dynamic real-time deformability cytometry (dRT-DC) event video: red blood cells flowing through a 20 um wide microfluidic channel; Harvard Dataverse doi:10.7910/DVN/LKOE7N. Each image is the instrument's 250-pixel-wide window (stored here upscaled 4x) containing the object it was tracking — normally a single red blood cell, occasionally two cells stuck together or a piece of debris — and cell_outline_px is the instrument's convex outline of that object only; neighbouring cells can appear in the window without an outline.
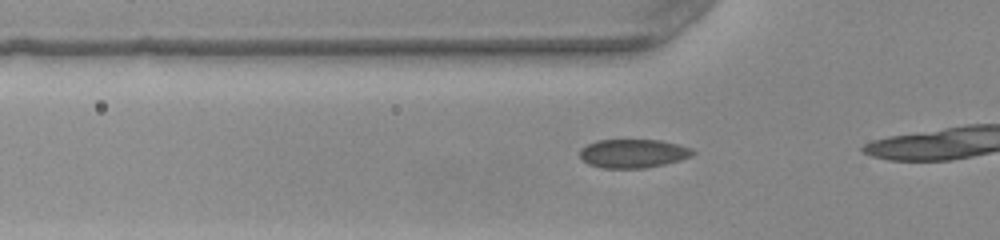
{"species": "common noctule bat (a hibernating species)", "species_latin": "Nyctalus noctula", "temperature_condition": "warm", "stored_images_in_passage": 9, "camera_frame_rate_fps": 3000, "um_per_image_px": 0.085, "animal": {"sex": "female", "body_mass_g": 22.0, "forearm_length_mm": 56.7}, "frame": {"image": 1, "passage_image": 4, "time_ms": 1.0, "image_size_px": [1000, 240], "cell_outline_px": [[696, 152], [680, 160], [664, 164], [644, 168], [604, 168], [588, 164], [580, 156], [580, 148], [596, 140], [660, 140], [692, 148]], "centroid_in_image_um": [53.79, 13.04], "position_along_channel_um": 72.0, "area_um2": 18.73}}
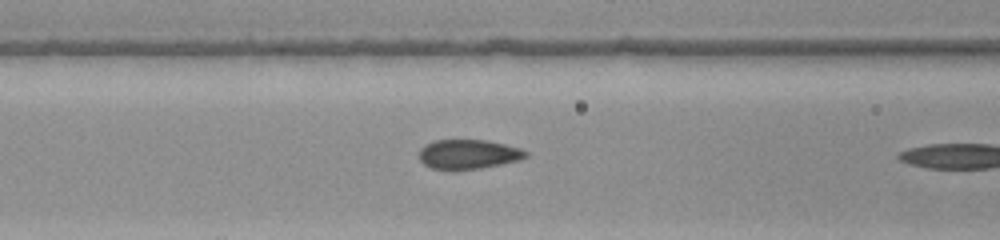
{"frame": {"image": 2, "passage_image": 8, "time_ms": 2.333, "image_size_px": [1000, 240], "cell_outline_px": [[528, 156], [520, 160], [480, 168], [432, 168], [424, 164], [420, 160], [420, 148], [424, 144], [436, 140], [484, 140], [504, 144], [520, 148], [528, 152]], "centroid_in_image_um": [39.82, 13.08], "position_along_channel_um": 126.8, "area_um2": 17.92}}